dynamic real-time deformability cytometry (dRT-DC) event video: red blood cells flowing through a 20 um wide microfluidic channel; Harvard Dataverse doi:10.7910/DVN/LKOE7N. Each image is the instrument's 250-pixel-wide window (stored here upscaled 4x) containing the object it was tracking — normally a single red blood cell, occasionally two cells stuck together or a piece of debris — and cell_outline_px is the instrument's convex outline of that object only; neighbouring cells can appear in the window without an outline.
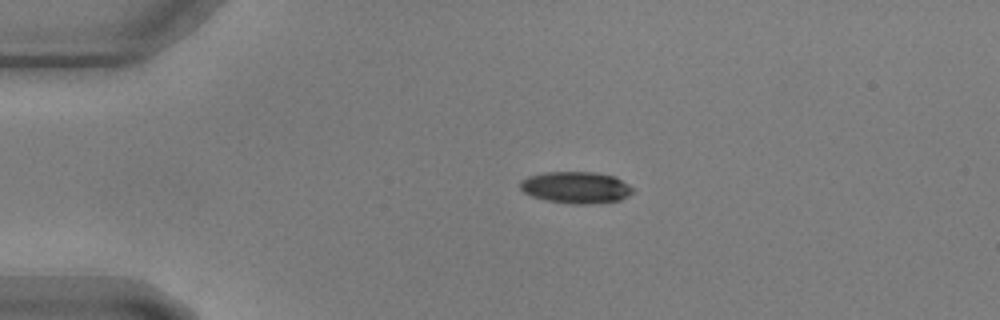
{"species": "common noctule bat (a hibernating species)", "species_latin": "Nyctalus noctula", "temperature_condition": "warm", "stored_images_in_passage": 46, "camera_frame_rate_fps": 3000, "um_per_image_px": 0.085, "animal": {"sex": "male", "body_mass_g": 17.9, "forearm_length_mm": 54.2}, "frame": {"image": 1, "passage_image": 1, "time_ms": 0.0, "image_size_px": [1000, 320], "cell_outline_px": [[632, 192], [628, 196], [620, 200], [584, 204], [572, 204], [544, 200], [532, 196], [524, 192], [520, 188], [520, 180], [528, 176], [544, 172], [596, 172], [616, 176], [628, 184], [632, 188]], "centroid_in_image_um": [48.94, 15.92], "position_along_channel_um": 36.1, "area_um2": 20.87}}
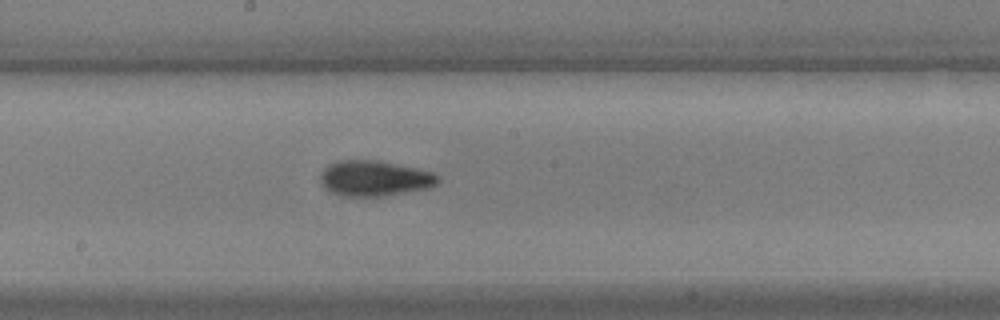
{"frame": {"image": 2, "passage_image": 20, "time_ms": 6.333, "image_size_px": [1000, 320], "cell_outline_px": [[440, 180], [436, 184], [428, 188], [384, 196], [344, 196], [332, 192], [324, 188], [320, 180], [320, 176], [324, 168], [328, 164], [336, 160], [380, 160], [420, 168], [432, 172], [440, 176]], "centroid_in_image_um": [31.85, 15.14], "position_along_channel_um": 216.4, "area_um2": 24.62}}
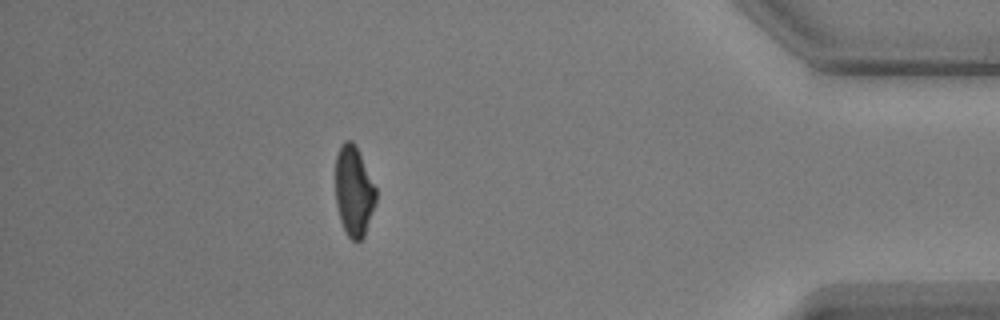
{"frame": {"image": 3, "passage_image": 40, "time_ms": 13.0, "image_size_px": [1000, 320], "cell_outline_px": [[376, 200], [364, 236], [356, 244], [344, 232], [340, 220], [336, 204], [336, 156], [344, 140], [352, 140], [356, 144], [376, 188]], "centroid_in_image_um": [30.07, 16.26], "position_along_channel_um": 405.1, "area_um2": 21.33}}